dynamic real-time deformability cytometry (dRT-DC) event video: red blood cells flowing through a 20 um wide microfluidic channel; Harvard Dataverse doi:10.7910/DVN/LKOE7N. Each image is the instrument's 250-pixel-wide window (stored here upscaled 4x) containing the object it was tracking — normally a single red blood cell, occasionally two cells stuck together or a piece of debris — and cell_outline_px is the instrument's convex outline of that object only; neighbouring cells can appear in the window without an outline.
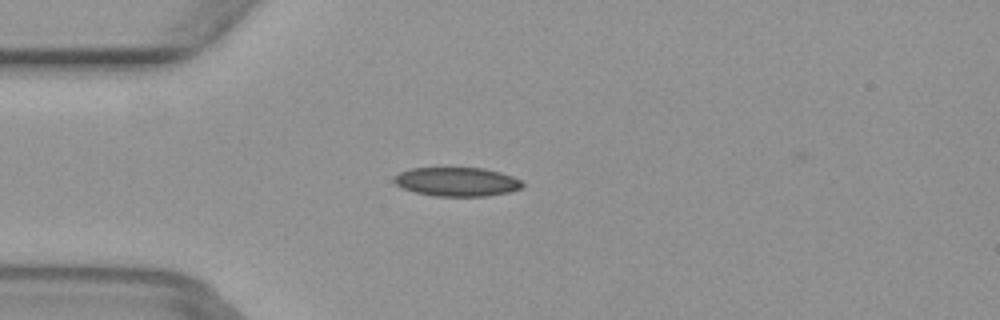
{"species": "common noctule bat (a hibernating species)", "species_latin": "Nyctalus noctula", "temperature_condition": "warm", "stored_images_in_passage": 50, "camera_frame_rate_fps": 3000, "um_per_image_px": 0.085, "animal": {"sex": "female", "body_mass_g": 29.2, "forearm_length_mm": 56.3}, "frame": {"image": 1, "passage_image": 13, "time_ms": 4.0, "image_size_px": [1000, 320], "cell_outline_px": [[524, 184], [520, 188], [508, 192], [488, 196], [436, 196], [416, 192], [400, 188], [392, 180], [392, 176], [400, 172], [412, 168], [484, 168], [500, 172], [512, 176], [520, 180]], "centroid_in_image_um": [38.8, 15.45], "position_along_channel_um": 46.2, "area_um2": 21.68}}
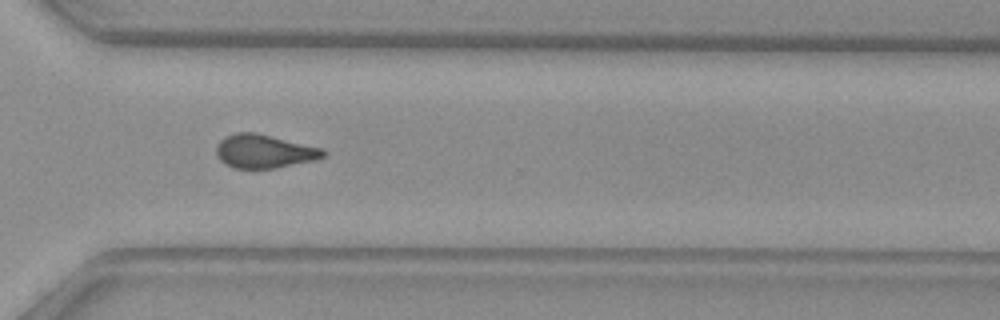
{"frame": {"image": 2, "passage_image": 36, "time_ms": 11.667, "image_size_px": [1000, 320], "cell_outline_px": [[328, 152], [324, 156], [316, 160], [276, 168], [236, 168], [224, 164], [216, 156], [216, 144], [224, 136], [236, 132], [256, 132], [324, 148]], "centroid_in_image_um": [22.46, 12.85], "position_along_channel_um": 348.1, "area_um2": 21.27}}
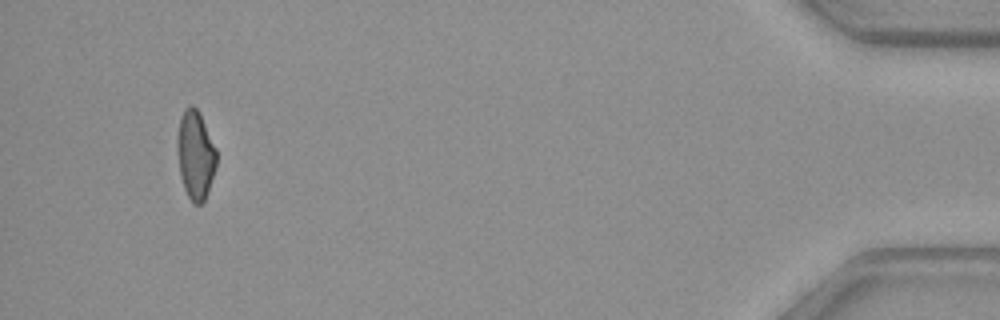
{"frame": {"image": 3, "passage_image": 47, "time_ms": 15.333, "image_size_px": [1000, 320], "cell_outline_px": [[216, 168], [204, 200], [200, 204], [192, 204], [184, 188], [180, 176], [176, 140], [180, 120], [184, 108], [192, 104], [200, 112], [216, 148]], "centroid_in_image_um": [16.61, 13.15], "position_along_channel_um": 418.6, "area_um2": 20.29}}